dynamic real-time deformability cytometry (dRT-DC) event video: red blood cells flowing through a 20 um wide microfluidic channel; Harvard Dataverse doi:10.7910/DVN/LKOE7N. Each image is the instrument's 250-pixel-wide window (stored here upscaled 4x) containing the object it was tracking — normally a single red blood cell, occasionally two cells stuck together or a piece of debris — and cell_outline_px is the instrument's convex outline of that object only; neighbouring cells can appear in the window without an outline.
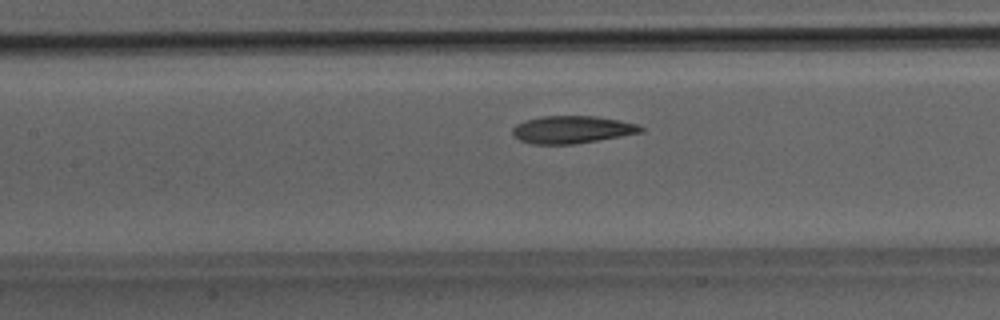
{"species": "Egyptian fruit bat (a non-hibernating species)", "species_latin": "Rousettus aegyptiacus", "temperature_condition": "room temperature", "stored_images_in_passage": 25, "camera_frame_rate_fps": 3000, "um_per_image_px": 0.085, "animal": {"sex": "male"}, "frame": {"image": 1, "passage_image": 11, "time_ms": 3.333, "image_size_px": [1000, 320], "cell_outline_px": [[644, 132], [572, 144], [532, 144], [520, 140], [512, 136], [512, 128], [516, 124], [540, 116], [596, 116], [620, 120], [636, 124], [644, 128]], "centroid_in_image_um": [48.6, 11.01], "position_along_channel_um": 158.8, "area_um2": 20.46}}
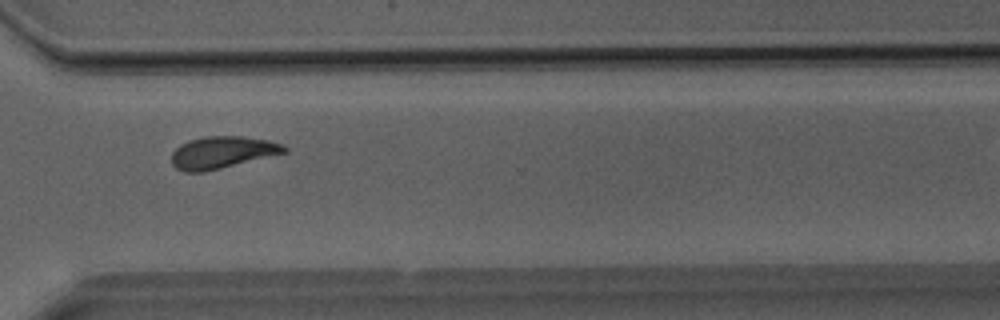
{"frame": {"image": 2, "passage_image": 22, "time_ms": 7.0, "image_size_px": [1000, 320], "cell_outline_px": [[288, 152], [204, 172], [184, 172], [176, 168], [172, 164], [172, 152], [180, 144], [188, 140], [204, 136], [244, 136], [268, 140], [284, 144], [288, 148]], "centroid_in_image_um": [18.9, 12.94], "position_along_channel_um": 351.7, "area_um2": 21.21}}